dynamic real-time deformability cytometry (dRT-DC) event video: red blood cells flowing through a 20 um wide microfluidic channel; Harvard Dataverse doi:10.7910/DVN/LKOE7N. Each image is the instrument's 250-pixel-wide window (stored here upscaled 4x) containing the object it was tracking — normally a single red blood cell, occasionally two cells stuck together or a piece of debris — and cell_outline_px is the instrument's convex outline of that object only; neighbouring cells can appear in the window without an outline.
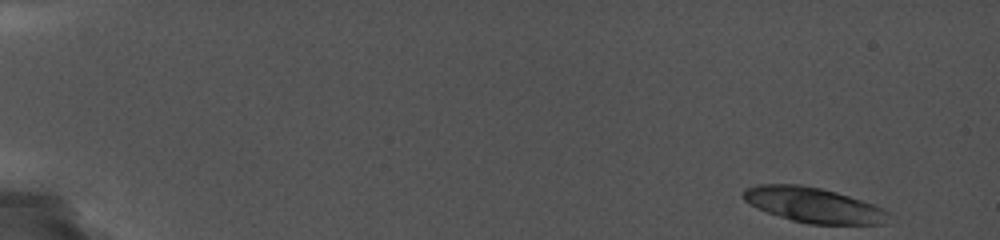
{"species": "common noctule bat (a hibernating species)", "species_latin": "Nyctalus noctula", "temperature_condition": "cold", "stored_images_in_passage": 5, "camera_frame_rate_fps": 5000, "um_per_image_px": 0.085, "animal": {"sex": "female", "body_mass_g": 19.0, "forearm_length_mm": 56.7}, "frame": {"image": 1, "passage_image": 1, "time_ms": 0.0, "image_size_px": [1000, 240], "cell_outline_px": [[888, 212], [884, 224], [808, 224], [792, 220], [756, 208], [744, 200], [740, 196], [740, 192], [744, 188], [756, 184], [800, 184], [820, 188], [836, 192], [884, 208]], "centroid_in_image_um": [69.05, 17.41], "position_along_channel_um": 15.9, "area_um2": 29.65}}